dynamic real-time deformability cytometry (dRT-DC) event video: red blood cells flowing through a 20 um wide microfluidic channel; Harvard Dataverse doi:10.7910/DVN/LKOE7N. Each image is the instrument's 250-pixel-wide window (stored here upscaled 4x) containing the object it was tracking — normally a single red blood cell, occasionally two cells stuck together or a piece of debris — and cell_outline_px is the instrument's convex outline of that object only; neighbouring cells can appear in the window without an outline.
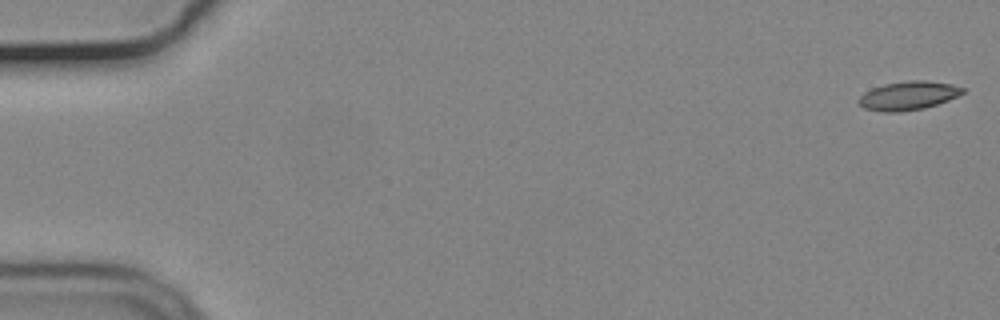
{"species": "common noctule bat (a hibernating species)", "species_latin": "Nyctalus noctula", "temperature_condition": "cold", "stored_images_in_passage": 27, "camera_frame_rate_fps": 3000, "um_per_image_px": 0.085, "animal": {"sex": "male", "body_mass_g": 19.2, "forearm_length_mm": 51.8}, "frame": {"image": 1, "passage_image": 1, "time_ms": 0.0, "image_size_px": [1000, 320], "cell_outline_px": [[964, 92], [948, 100], [924, 108], [900, 112], [884, 112], [864, 108], [856, 100], [864, 92], [872, 88], [884, 84], [908, 80], [924, 80], [952, 84], [964, 88]], "centroid_in_image_um": [77.17, 8.12], "position_along_channel_um": 7.8, "area_um2": 17.34}}
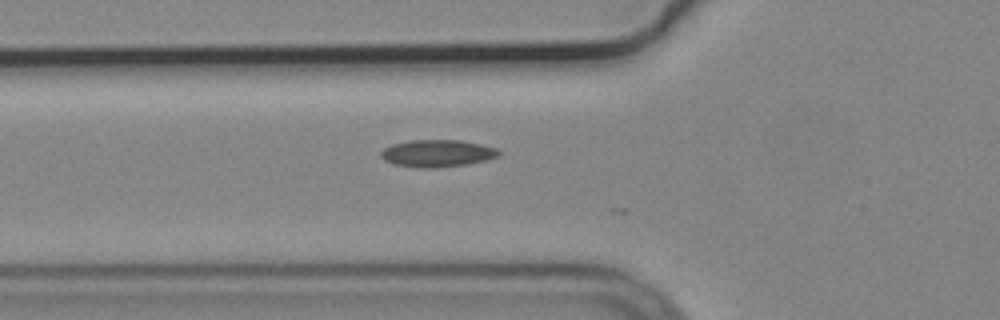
{"frame": {"image": 2, "passage_image": 20, "time_ms": 6.333, "image_size_px": [1000, 320], "cell_outline_px": [[500, 156], [468, 164], [436, 168], [420, 168], [392, 164], [384, 160], [380, 156], [380, 152], [384, 148], [392, 144], [412, 140], [460, 140], [480, 144], [496, 148], [500, 152]], "centroid_in_image_um": [37.14, 13.04], "position_along_channel_um": 88.7, "area_um2": 18.73}}
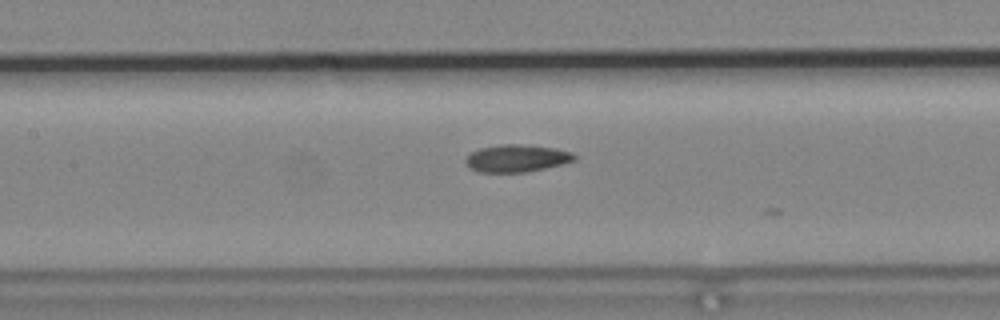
{"frame": {"image": 3, "passage_image": 26, "time_ms": 8.333, "image_size_px": [1000, 320], "cell_outline_px": [[576, 160], [528, 172], [480, 172], [468, 168], [464, 160], [472, 152], [480, 148], [500, 144], [520, 144], [556, 148], [572, 152], [576, 156]], "centroid_in_image_um": [43.9, 13.45], "position_along_channel_um": 163.5, "area_um2": 17.34}}